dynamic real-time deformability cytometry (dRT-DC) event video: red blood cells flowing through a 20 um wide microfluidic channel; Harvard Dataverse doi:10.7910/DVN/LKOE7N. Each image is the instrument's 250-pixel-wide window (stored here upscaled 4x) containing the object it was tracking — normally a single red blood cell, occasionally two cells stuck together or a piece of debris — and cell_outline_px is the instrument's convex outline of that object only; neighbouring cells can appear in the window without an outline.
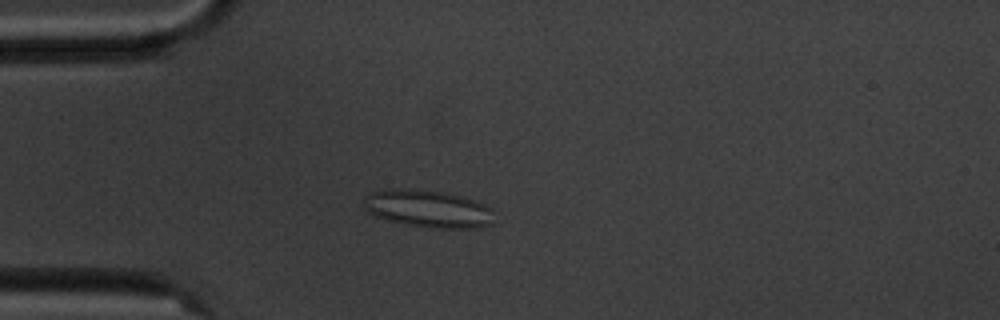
{"species": "common noctule bat (a hibernating species)", "species_latin": "Nyctalus noctula", "temperature_condition": "cold", "stored_images_in_passage": 4, "camera_frame_rate_fps": 3000, "um_per_image_px": 0.085, "animal": {"sex": "male", "body_mass_g": 20.1, "forearm_length_mm": 53.5}, "frame": {"image": 1, "passage_image": 4, "time_ms": 3.333, "image_size_px": [1000, 320], "cell_outline_px": [[492, 224], [480, 228], [436, 228], [408, 224], [376, 216], [368, 212], [364, 208], [364, 196], [372, 192], [384, 188], [412, 188], [444, 192], [460, 196], [484, 204], [492, 208]], "centroid_in_image_um": [36.37, 17.72], "position_along_channel_um": 48.6, "area_um2": 28.44}}